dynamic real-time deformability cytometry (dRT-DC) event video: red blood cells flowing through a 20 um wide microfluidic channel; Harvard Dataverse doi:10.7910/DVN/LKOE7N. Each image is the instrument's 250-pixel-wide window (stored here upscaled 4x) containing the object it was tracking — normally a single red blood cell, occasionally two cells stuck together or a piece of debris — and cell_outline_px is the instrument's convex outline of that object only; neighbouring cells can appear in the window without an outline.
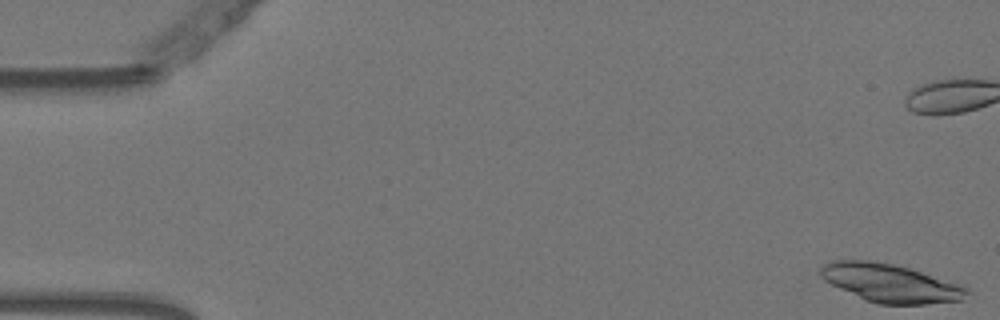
{"species": "Egyptian fruit bat (a non-hibernating species)", "species_latin": "Rousettus aegyptiacus", "temperature_condition": "warm", "stored_images_in_passage": 54, "camera_frame_rate_fps": 3000, "um_per_image_px": 0.085, "animal": {"sex": "female"}, "frame": {"image": 1, "passage_image": 1, "time_ms": 0.0, "image_size_px": [1000, 320], "cell_outline_px": [[972, 292], [964, 300], [924, 304], [880, 304], [864, 300], [824, 280], [820, 272], [820, 268], [824, 264], [832, 260], [868, 260], [892, 264], [908, 268], [964, 284]], "centroid_in_image_um": [75.76, 24.07], "position_along_channel_um": 9.2, "area_um2": 32.77}}
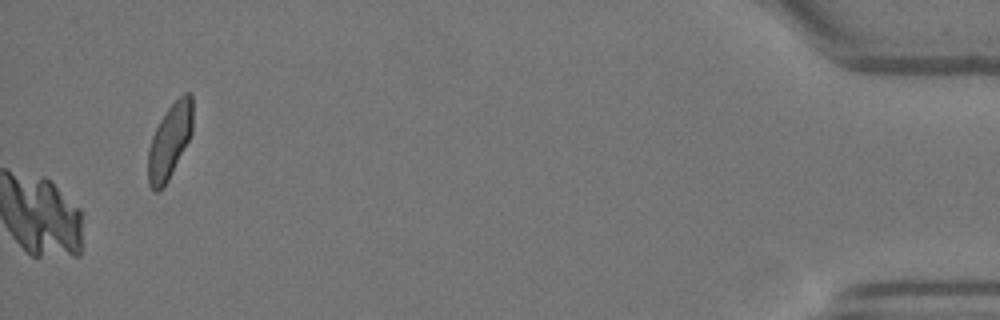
{"frame": {"image": 2, "passage_image": 54, "time_ms": 17.667, "image_size_px": [1000, 320], "cell_outline_px": [[192, 132], [164, 188], [160, 192], [156, 192], [152, 188], [148, 180], [148, 148], [152, 136], [160, 120], [168, 108], [184, 92], [192, 92]], "centroid_in_image_um": [14.41, 11.99], "position_along_channel_um": 420.8, "area_um2": 19.25}}